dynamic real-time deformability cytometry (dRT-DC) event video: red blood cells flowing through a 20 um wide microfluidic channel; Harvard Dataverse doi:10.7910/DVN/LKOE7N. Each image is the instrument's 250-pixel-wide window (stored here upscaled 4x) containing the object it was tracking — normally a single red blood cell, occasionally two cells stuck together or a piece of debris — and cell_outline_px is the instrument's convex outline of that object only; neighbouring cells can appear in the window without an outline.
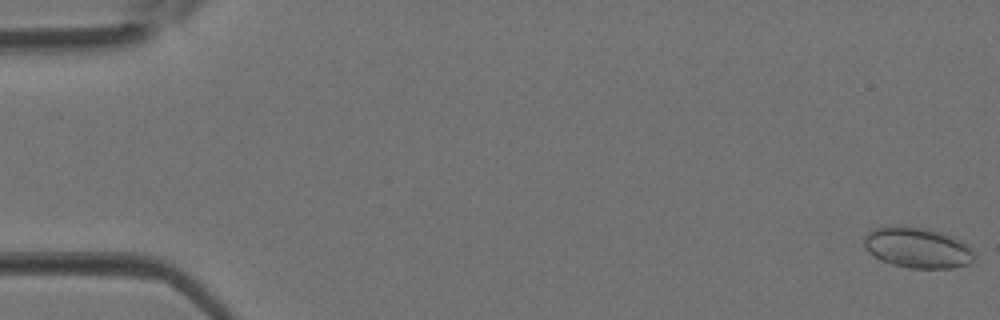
{"species": "Egyptian fruit bat (a non-hibernating species)", "species_latin": "Rousettus aegyptiacus", "temperature_condition": "room temperature", "stored_images_in_passage": 38, "camera_frame_rate_fps": 3000, "um_per_image_px": 0.085, "animal": {"sex": "female"}, "frame": {"image": 1, "passage_image": 1, "time_ms": 0.0, "image_size_px": [1000, 320], "cell_outline_px": [[972, 260], [968, 264], [952, 268], [908, 268], [892, 264], [880, 260], [868, 252], [864, 248], [864, 236], [868, 232], [876, 228], [900, 224], [928, 228], [952, 236], [968, 244], [972, 248]], "centroid_in_image_um": [77.94, 21.03], "position_along_channel_um": 7.1, "area_um2": 26.36}}
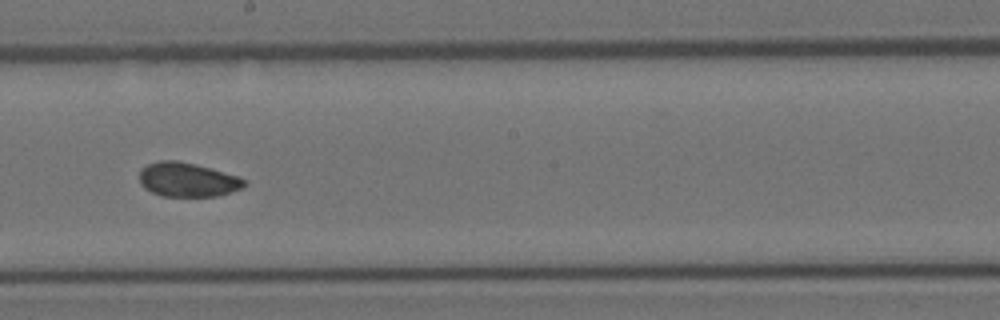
{"frame": {"image": 2, "passage_image": 22, "time_ms": 7.0, "image_size_px": [1000, 320], "cell_outline_px": [[248, 184], [244, 188], [232, 192], [216, 196], [160, 196], [144, 188], [140, 184], [140, 168], [148, 164], [160, 160], [176, 160], [196, 164], [240, 176]], "centroid_in_image_um": [15.96, 15.27], "position_along_channel_um": 232.2, "area_um2": 21.15}}
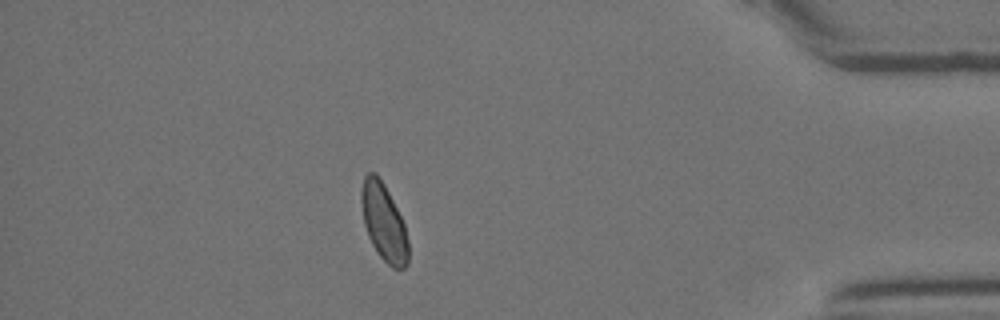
{"frame": {"image": 3, "passage_image": 34, "time_ms": 11.0, "image_size_px": [1000, 320], "cell_outline_px": [[408, 264], [404, 268], [392, 268], [376, 252], [368, 236], [364, 224], [360, 200], [360, 196], [364, 176], [368, 172], [376, 172], [384, 184], [404, 224], [408, 240]], "centroid_in_image_um": [32.6, 18.9], "position_along_channel_um": 402.6, "area_um2": 21.04}}